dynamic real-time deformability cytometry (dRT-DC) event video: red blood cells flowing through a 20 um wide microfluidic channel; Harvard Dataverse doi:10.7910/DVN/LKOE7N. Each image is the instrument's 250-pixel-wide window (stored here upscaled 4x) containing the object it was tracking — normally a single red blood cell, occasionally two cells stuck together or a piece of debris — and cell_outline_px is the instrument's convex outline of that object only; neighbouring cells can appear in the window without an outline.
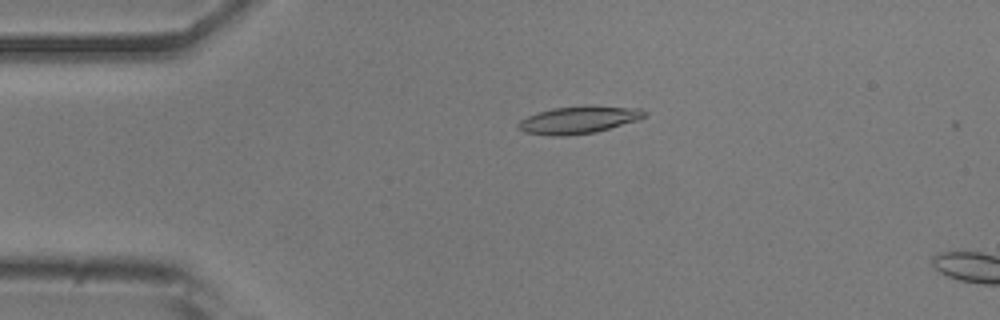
{"species": "common noctule bat (a hibernating species)", "species_latin": "Nyctalus noctula", "temperature_condition": "room temperature", "stored_images_in_passage": 5, "camera_frame_rate_fps": 3000, "um_per_image_px": 0.085, "animal": {"sex": "male", "body_mass_g": 20.5, "forearm_length_mm": 52.5}, "frame": {"image": 1, "passage_image": 2, "time_ms": 0.333, "image_size_px": [1000, 320], "cell_outline_px": [[648, 116], [636, 120], [596, 132], [568, 136], [548, 136], [524, 132], [516, 128], [516, 124], [520, 120], [528, 116], [552, 108], [592, 104], [640, 108], [648, 112]], "centroid_in_image_um": [49.2, 10.17], "position_along_channel_um": 35.8, "area_um2": 20.63}}